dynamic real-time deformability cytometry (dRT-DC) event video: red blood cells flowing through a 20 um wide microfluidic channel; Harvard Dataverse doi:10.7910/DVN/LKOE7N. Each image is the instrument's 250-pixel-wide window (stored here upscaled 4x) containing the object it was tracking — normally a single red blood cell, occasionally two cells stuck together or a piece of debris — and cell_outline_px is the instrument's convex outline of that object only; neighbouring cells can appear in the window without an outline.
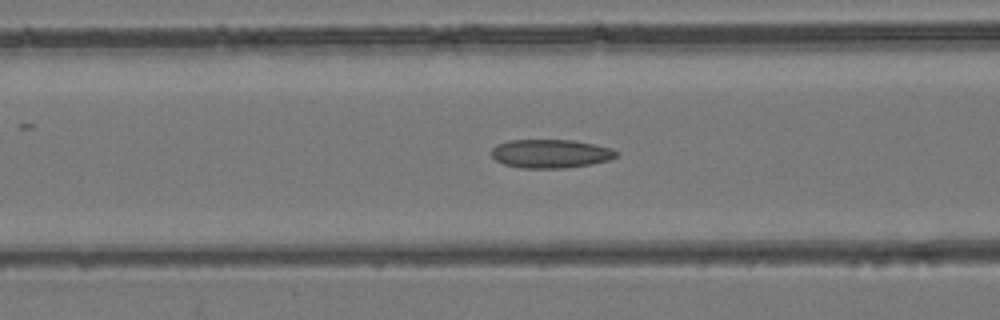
{"species": "common noctule bat (a hibernating species)", "species_latin": "Nyctalus noctula", "temperature_condition": "room temperature", "stored_images_in_passage": 50, "segment_of_instrument_passage": [1, 2], "camera_frame_rate_fps": 3000, "um_per_image_px": 0.085, "animal": {"sex": "female", "body_mass_g": 24.6, "forearm_length_mm": 56.2}, "frame": {"image": 1, "passage_image": 20, "time_ms": 6.333, "image_size_px": [1000, 320], "cell_outline_px": [[620, 152], [616, 156], [608, 160], [592, 164], [564, 168], [520, 168], [504, 164], [496, 160], [492, 156], [492, 148], [496, 144], [508, 140], [572, 140], [596, 144], [612, 148]], "centroid_in_image_um": [46.81, 13.05], "position_along_channel_um": 119.8, "area_um2": 20.98}}
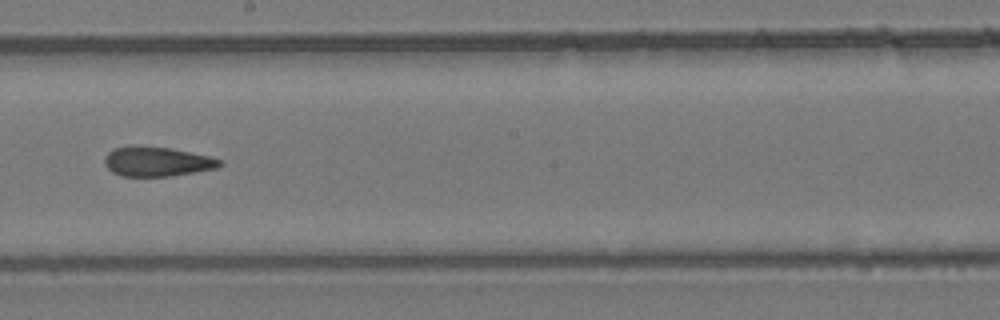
{"frame": {"image": 2, "passage_image": 28, "time_ms": 9.0, "image_size_px": [1000, 320], "cell_outline_px": [[224, 164], [216, 168], [172, 176], [120, 176], [112, 172], [104, 164], [104, 156], [112, 148], [128, 144], [136, 144], [172, 148], [208, 156], [224, 160]], "centroid_in_image_um": [13.3, 13.7], "position_along_channel_um": 234.9, "area_um2": 20.4}}
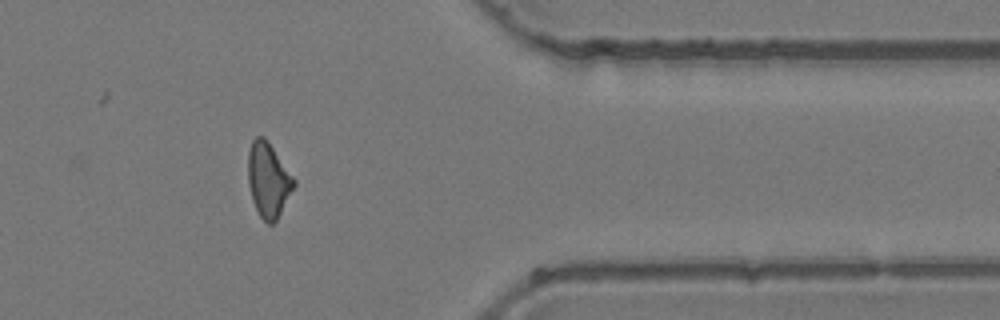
{"frame": {"image": 3, "passage_image": 40, "time_ms": 13.0, "image_size_px": [1000, 320], "cell_outline_px": [[296, 184], [276, 220], [272, 224], [268, 224], [260, 216], [252, 200], [248, 184], [248, 152], [252, 140], [256, 136], [264, 136], [268, 140], [296, 180]], "centroid_in_image_um": [22.8, 15.26], "position_along_channel_um": 388.6, "area_um2": 19.94}}